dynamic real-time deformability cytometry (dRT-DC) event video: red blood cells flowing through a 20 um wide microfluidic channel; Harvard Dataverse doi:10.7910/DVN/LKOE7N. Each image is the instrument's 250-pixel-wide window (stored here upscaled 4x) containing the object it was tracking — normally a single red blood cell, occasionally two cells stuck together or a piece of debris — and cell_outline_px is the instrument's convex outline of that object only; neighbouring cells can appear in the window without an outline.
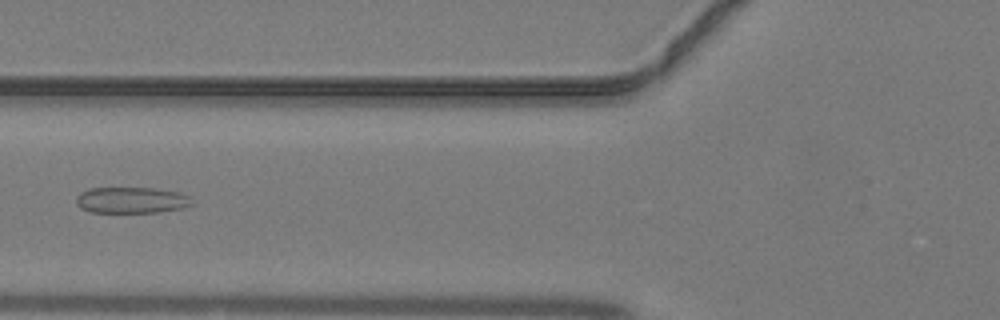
{"species": "common noctule bat (a hibernating species)", "species_latin": "Nyctalus noctula", "temperature_condition": "warm", "stored_images_in_passage": 44, "camera_frame_rate_fps": 3000, "um_per_image_px": 0.085, "animal": {"sex": "male", "body_mass_g": 19.2, "forearm_length_mm": 51.8}, "frame": {"image": 1, "passage_image": 17, "time_ms": 5.333, "image_size_px": [1000, 320], "cell_outline_px": [[192, 204], [180, 208], [160, 212], [92, 212], [80, 208], [76, 204], [76, 196], [80, 192], [88, 188], [156, 188], [180, 192], [188, 196]], "centroid_in_image_um": [11.13, 17.0], "position_along_channel_um": 114.7, "area_um2": 17.63}}
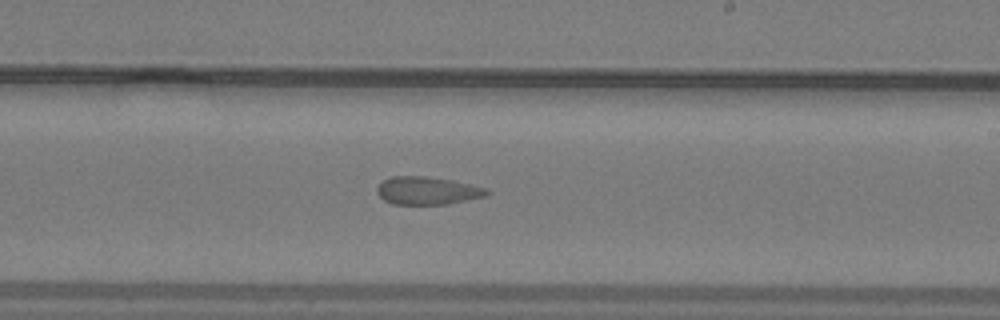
{"frame": {"image": 2, "passage_image": 26, "time_ms": 8.333, "image_size_px": [1000, 320], "cell_outline_px": [[492, 192], [488, 196], [448, 204], [392, 204], [384, 200], [376, 192], [376, 188], [384, 180], [392, 176], [424, 176], [452, 180], [488, 188]], "centroid_in_image_um": [36.37, 16.21], "position_along_channel_um": 252.6, "area_um2": 17.98}}
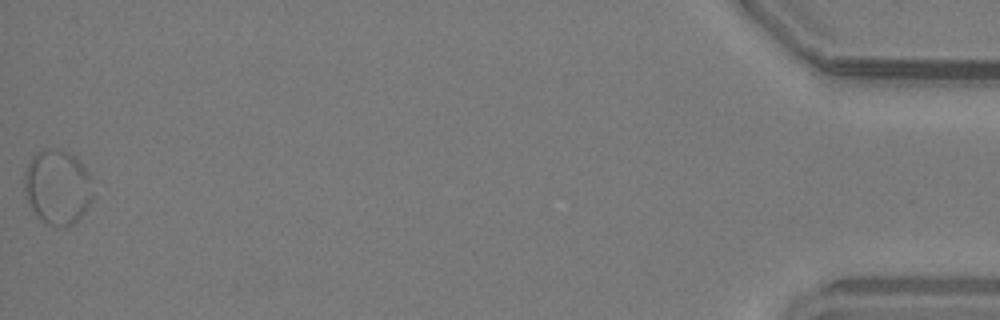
{"frame": {"image": 3, "passage_image": 44, "time_ms": 14.333, "image_size_px": [1000, 320], "cell_outline_px": [[92, 200], [84, 212], [72, 224], [64, 228], [60, 228], [48, 224], [40, 220], [36, 216], [28, 200], [24, 188], [24, 172], [32, 156], [36, 152], [48, 152], [92, 192]], "centroid_in_image_um": [4.64, 16.27], "position_along_channel_um": 430.6, "area_um2": 25.03}}